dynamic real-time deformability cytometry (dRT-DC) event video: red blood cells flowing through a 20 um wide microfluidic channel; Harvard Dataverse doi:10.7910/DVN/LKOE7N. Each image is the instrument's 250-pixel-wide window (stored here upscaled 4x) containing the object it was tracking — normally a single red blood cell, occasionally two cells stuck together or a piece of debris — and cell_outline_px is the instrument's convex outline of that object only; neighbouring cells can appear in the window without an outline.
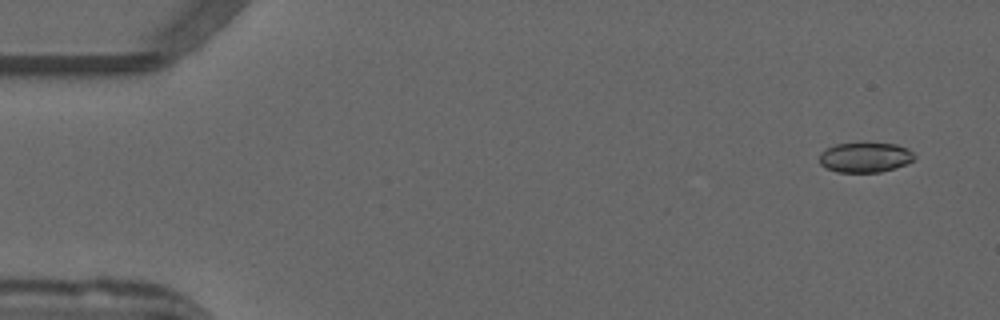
{"species": "common noctule bat (a hibernating species)", "species_latin": "Nyctalus noctula", "temperature_condition": "warm", "stored_images_in_passage": 42, "camera_frame_rate_fps": 3000, "um_per_image_px": 0.085, "animal": {"sex": "male", "forearm_length_mm": 52.5}, "frame": {"image": 1, "passage_image": 3, "time_ms": 0.667, "image_size_px": [1000, 320], "cell_outline_px": [[916, 156], [908, 164], [880, 172], [836, 172], [820, 164], [820, 152], [836, 144], [864, 140], [896, 144], [908, 148]], "centroid_in_image_um": [73.56, 13.33], "position_along_channel_um": 11.4, "area_um2": 17.22}}
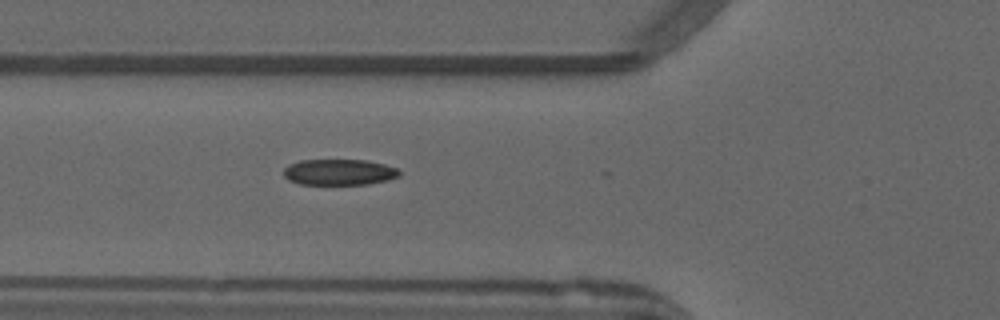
{"frame": {"image": 2, "passage_image": 19, "time_ms": 6.0, "image_size_px": [1000, 320], "cell_outline_px": [[400, 176], [388, 180], [368, 184], [300, 184], [288, 180], [284, 176], [284, 168], [288, 164], [300, 160], [368, 160], [384, 164], [396, 168], [400, 172]], "centroid_in_image_um": [28.82, 14.63], "position_along_channel_um": 97.0, "area_um2": 17.57}}
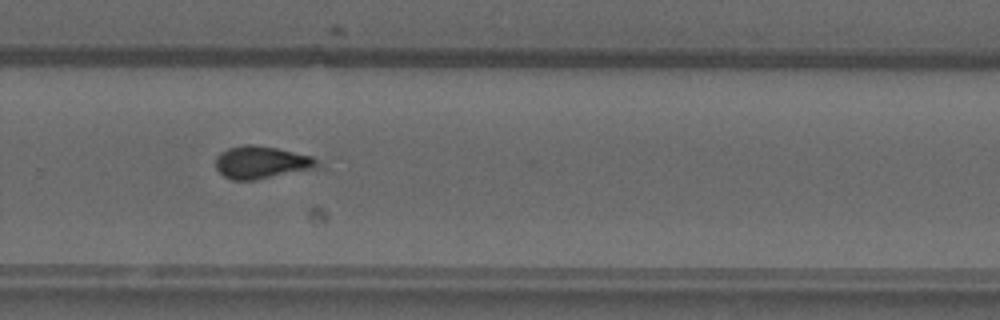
{"frame": {"image": 3, "passage_image": 35, "time_ms": 11.333, "image_size_px": [1000, 320], "cell_outline_px": [[324, 168], [252, 180], [232, 180], [224, 176], [216, 168], [216, 156], [220, 152], [228, 148], [244, 144], [252, 144], [276, 148], [312, 156]], "centroid_in_image_um": [22.27, 13.81], "position_along_channel_um": 307.5, "area_um2": 19.54}, "authors_computed_cell_mechanics": {"area_um2": 18.4382, "velocity_mm_per_s": 3.9563, "shape_relaxation_time_tau1_ms": null, "shape_relaxation_time_tau2_ms": 1.1496, "deformation_change_tau1": null, "deformation_change_tau2": 0.0697}}